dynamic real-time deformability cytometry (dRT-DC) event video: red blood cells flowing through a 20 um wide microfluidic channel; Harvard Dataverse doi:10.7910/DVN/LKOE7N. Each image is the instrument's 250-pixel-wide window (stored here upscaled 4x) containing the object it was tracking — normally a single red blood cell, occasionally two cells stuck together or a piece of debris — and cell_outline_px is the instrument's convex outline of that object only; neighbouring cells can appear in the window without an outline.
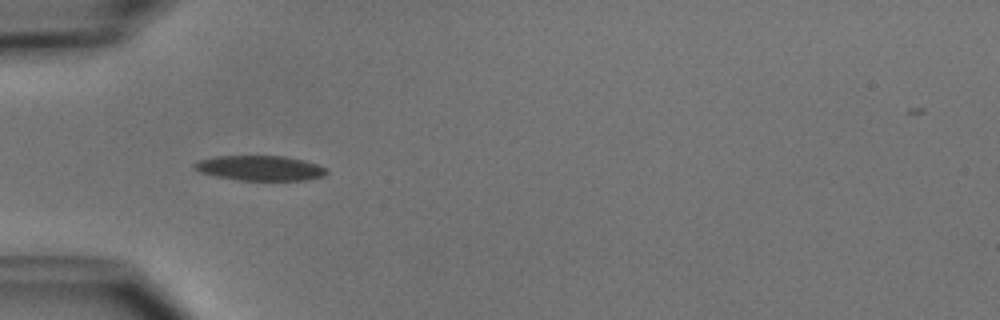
{"species": "common noctule bat (a hibernating species)", "species_latin": "Nyctalus noctula", "temperature_condition": "cold", "stored_images_in_passage": 7, "camera_frame_rate_fps": 3000, "um_per_image_px": 0.085, "animal": {"sex": "male", "body_mass_g": 15.6}, "frame": {"image": 1, "passage_image": 5, "time_ms": 4.667, "image_size_px": [1000, 320], "cell_outline_px": [[328, 172], [324, 176], [304, 180], [240, 180], [216, 176], [200, 172], [192, 164], [196, 160], [216, 156], [284, 156], [304, 160], [328, 168]], "centroid_in_image_um": [22.11, 14.28], "position_along_channel_um": 62.9, "area_um2": 19.25}}
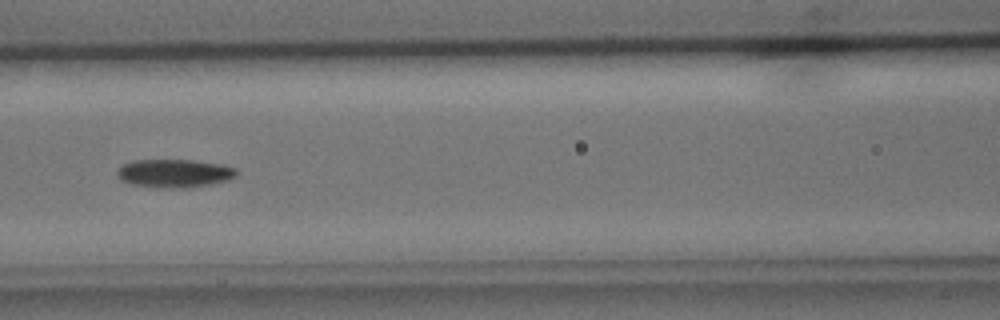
{"frame": {"image": 2, "passage_image": 7, "time_ms": 7.0, "image_size_px": [1000, 320], "cell_outline_px": [[236, 176], [228, 180], [212, 184], [184, 188], [156, 188], [132, 184], [120, 180], [116, 172], [124, 164], [132, 160], [192, 160], [220, 164], [236, 168]], "centroid_in_image_um": [14.81, 14.74], "position_along_channel_um": 151.8, "area_um2": 19.71}}